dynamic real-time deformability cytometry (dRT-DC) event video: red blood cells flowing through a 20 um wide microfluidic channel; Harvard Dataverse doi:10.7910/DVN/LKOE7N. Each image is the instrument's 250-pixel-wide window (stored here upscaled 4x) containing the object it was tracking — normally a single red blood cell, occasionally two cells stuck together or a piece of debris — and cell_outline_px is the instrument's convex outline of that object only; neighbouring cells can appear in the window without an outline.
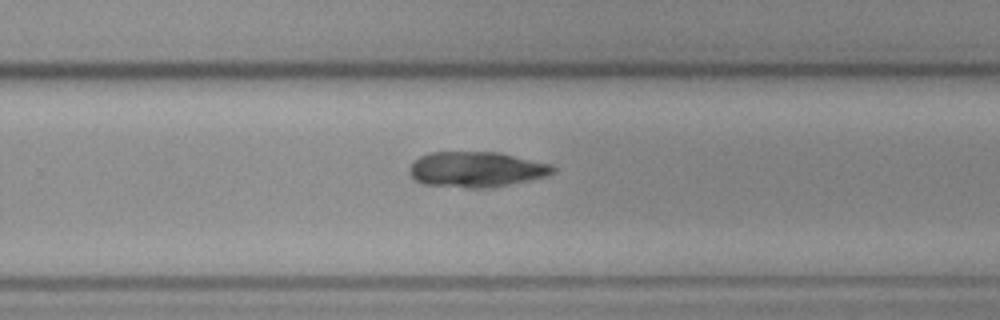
{"species": "common noctule bat (a hibernating species)", "species_latin": "Nyctalus noctula", "temperature_condition": "cold", "stored_images_in_passage": 10, "camera_frame_rate_fps": 3000, "um_per_image_px": 0.085, "animal": {"sex": "female", "body_mass_g": 19.3, "forearm_length_mm": 54.1}, "frame": {"image": 1, "passage_image": 10, "time_ms": 11.0, "image_size_px": [1000, 320], "cell_outline_px": [[556, 168], [552, 172], [544, 176], [528, 180], [488, 188], [468, 188], [424, 184], [416, 180], [408, 172], [408, 168], [420, 156], [432, 152], [500, 152], [552, 164]], "centroid_in_image_um": [40.48, 14.39], "position_along_channel_um": 289.3, "area_um2": 29.48}}